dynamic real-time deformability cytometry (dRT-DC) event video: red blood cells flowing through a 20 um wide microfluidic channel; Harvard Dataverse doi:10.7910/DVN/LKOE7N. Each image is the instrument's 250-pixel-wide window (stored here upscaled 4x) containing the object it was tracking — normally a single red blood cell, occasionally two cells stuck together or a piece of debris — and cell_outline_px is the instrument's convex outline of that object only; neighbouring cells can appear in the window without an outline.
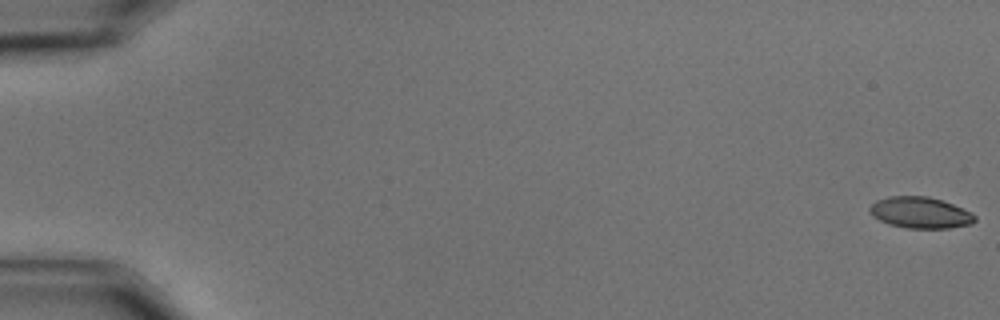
{"species": "common noctule bat (a hibernating species)", "species_latin": "Nyctalus noctula", "temperature_condition": "cold", "stored_images_in_passage": 58, "camera_frame_rate_fps": 3000, "um_per_image_px": 0.085, "animal": {"sex": "male", "body_mass_g": 15.6}, "frame": {"image": 1, "passage_image": 1, "time_ms": 0.0, "image_size_px": [1000, 320], "cell_outline_px": [[976, 220], [972, 224], [948, 228], [908, 228], [888, 224], [872, 216], [868, 212], [868, 208], [876, 200], [888, 196], [928, 196], [952, 204], [972, 212], [976, 216]], "centroid_in_image_um": [78.2, 18.07], "position_along_channel_um": 6.8, "area_um2": 19.25}}
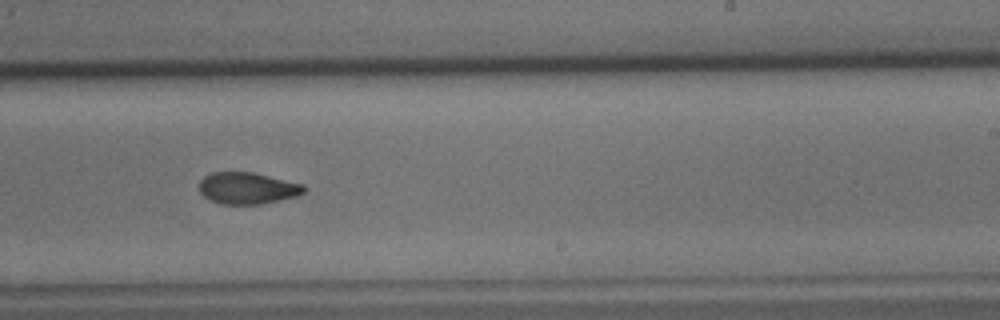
{"frame": {"image": 2, "passage_image": 37, "time_ms": 12.0, "image_size_px": [1000, 320], "cell_outline_px": [[308, 188], [304, 192], [296, 196], [260, 204], [220, 204], [208, 200], [200, 192], [200, 180], [204, 176], [212, 172], [252, 172], [304, 184]], "centroid_in_image_um": [21.03, 15.99], "position_along_channel_um": 268.0, "area_um2": 19.36}}
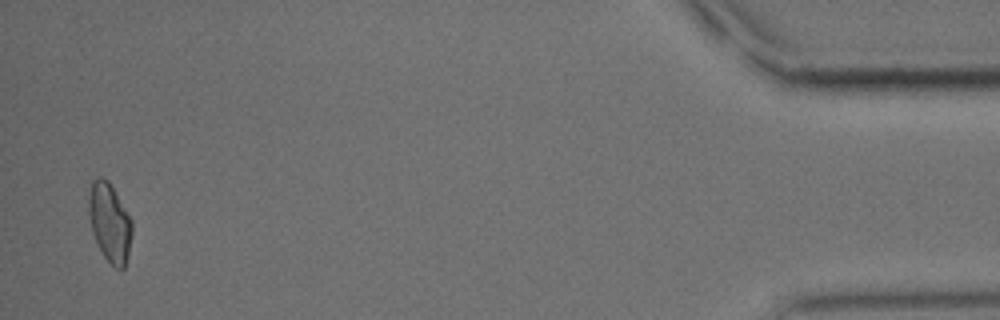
{"frame": {"image": 3, "passage_image": 57, "time_ms": 18.667, "image_size_px": [1000, 320], "cell_outline_px": [[132, 232], [128, 256], [124, 268], [120, 272], [104, 256], [92, 232], [88, 212], [88, 196], [92, 180], [96, 176], [100, 176], [108, 180], [132, 220]], "centroid_in_image_um": [9.32, 18.9], "position_along_channel_um": 425.9, "area_um2": 19.88}, "authors_computed_cell_mechanics": {"area_um2": 19.8832, "velocity_mm_per_s": 3.5326, "shape_relaxation_time_tau1_ms": 7.2742, "shape_relaxation_time_tau2_ms": 3.8498, "deformation_change_tau1": 0.1682, "deformation_change_tau2": 0.0894}}